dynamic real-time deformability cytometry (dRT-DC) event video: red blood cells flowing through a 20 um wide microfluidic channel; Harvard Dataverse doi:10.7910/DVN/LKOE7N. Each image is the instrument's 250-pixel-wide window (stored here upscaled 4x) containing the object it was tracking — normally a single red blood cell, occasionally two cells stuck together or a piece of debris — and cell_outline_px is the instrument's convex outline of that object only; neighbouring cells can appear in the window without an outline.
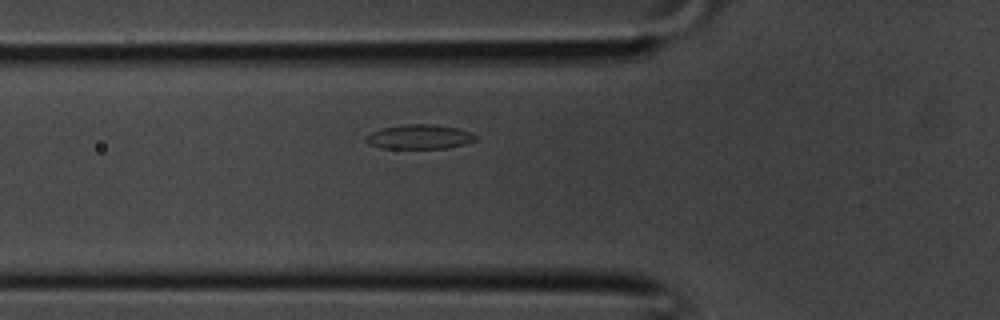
{"species": "common noctule bat (a hibernating species)", "species_latin": "Nyctalus noctula", "temperature_condition": "room temperature", "stored_images_in_passage": 28, "camera_frame_rate_fps": 3000, "um_per_image_px": 0.085, "animal": {"sex": "male", "body_mass_g": 20.1, "forearm_length_mm": 53.5}, "frame": {"image": 1, "passage_image": 3, "time_ms": 0.667, "image_size_px": [1000, 320], "cell_outline_px": [[476, 140], [464, 144], [448, 148], [380, 148], [368, 144], [364, 140], [364, 136], [380, 128], [404, 124], [436, 124], [456, 128], [472, 132], [476, 136]], "centroid_in_image_um": [35.61, 11.62], "position_along_channel_um": 90.2, "area_um2": 15.78}}
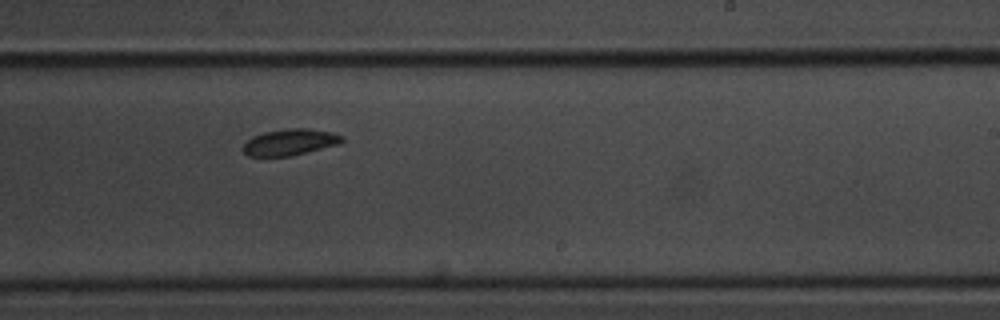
{"frame": {"image": 2, "passage_image": 13, "time_ms": 4.0, "image_size_px": [1000, 320], "cell_outline_px": [[344, 140], [340, 144], [288, 156], [248, 156], [244, 152], [244, 144], [252, 136], [264, 132], [288, 128], [308, 128], [332, 132], [344, 136]], "centroid_in_image_um": [24.67, 12.07], "position_along_channel_um": 264.3, "area_um2": 15.09}}
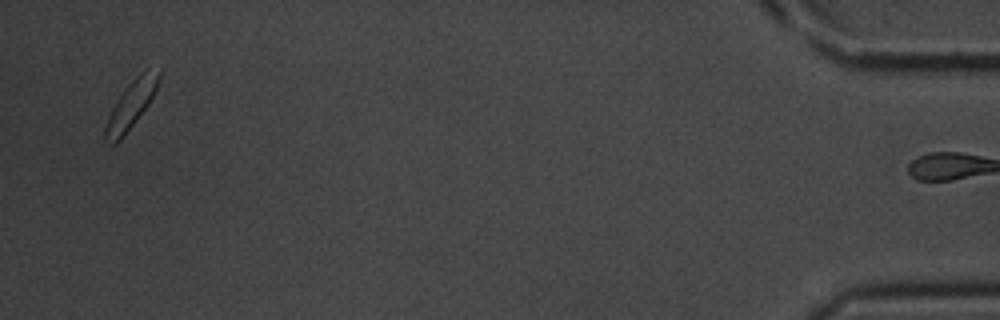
{"frame": {"image": 3, "passage_image": 27, "time_ms": 8.667, "image_size_px": [1000, 320], "cell_outline_px": [[160, 80], [148, 104], [136, 120], [120, 140], [116, 144], [108, 144], [104, 140], [104, 128], [108, 116], [116, 100], [124, 88], [140, 72], [160, 72]], "centroid_in_image_um": [11.06, 8.98], "position_along_channel_um": 424.1, "area_um2": 14.39}}